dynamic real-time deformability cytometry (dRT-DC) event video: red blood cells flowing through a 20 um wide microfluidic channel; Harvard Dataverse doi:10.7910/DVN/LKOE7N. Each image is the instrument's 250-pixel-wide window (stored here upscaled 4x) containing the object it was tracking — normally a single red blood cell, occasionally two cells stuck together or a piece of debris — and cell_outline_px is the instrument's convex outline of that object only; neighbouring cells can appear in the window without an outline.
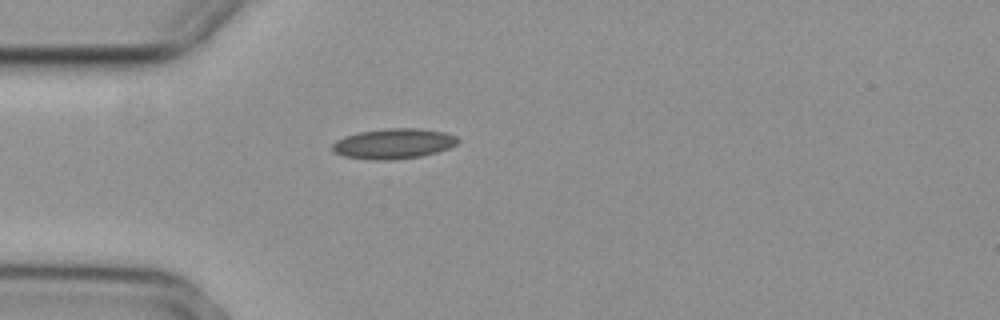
{"species": "common noctule bat (a hibernating species)", "species_latin": "Nyctalus noctula", "temperature_condition": "cold", "stored_images_in_passage": 1, "camera_frame_rate_fps": 3000, "um_per_image_px": 0.085, "animal": {"sex": "female", "body_mass_g": 29.2, "forearm_length_mm": 56.3}, "frame": {"image": 1, "passage_image": 1, "time_ms": 0.0, "image_size_px": [1000, 320], "cell_outline_px": [[460, 140], [456, 144], [448, 148], [436, 152], [420, 156], [392, 160], [372, 160], [344, 156], [332, 152], [332, 144], [336, 140], [344, 136], [360, 132], [384, 128], [416, 128], [444, 132], [456, 136]], "centroid_in_image_um": [33.42, 12.21], "position_along_channel_um": 51.6, "area_um2": 22.14}}